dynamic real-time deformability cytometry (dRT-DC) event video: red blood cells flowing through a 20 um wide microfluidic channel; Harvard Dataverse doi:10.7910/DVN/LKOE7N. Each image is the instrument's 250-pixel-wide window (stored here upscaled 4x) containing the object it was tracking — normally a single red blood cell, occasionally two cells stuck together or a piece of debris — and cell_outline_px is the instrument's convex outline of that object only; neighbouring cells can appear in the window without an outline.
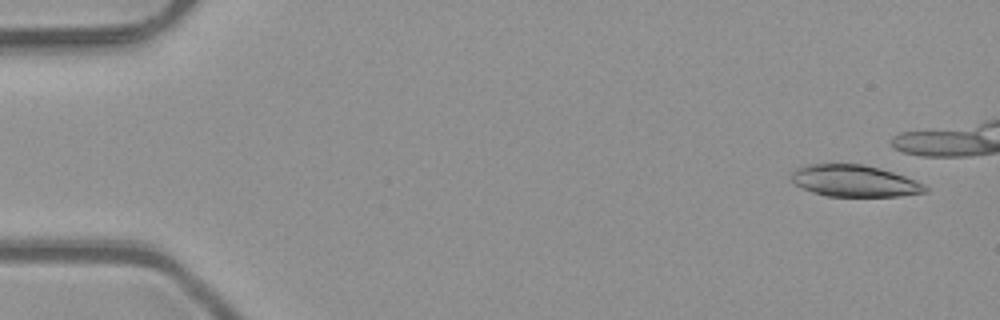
{"species": "common noctule bat (a hibernating species)", "species_latin": "Nyctalus noctula", "temperature_condition": "room temperature", "stored_images_in_passage": 39, "camera_frame_rate_fps": 3000, "um_per_image_px": 0.085, "animal": {"sex": "male", "body_mass_g": 23.1, "forearm_length_mm": 52.7}, "frame": {"image": 1, "passage_image": 2, "time_ms": 0.333, "image_size_px": [1000, 320], "cell_outline_px": [[928, 192], [900, 196], [828, 196], [812, 192], [796, 184], [792, 180], [792, 172], [796, 168], [804, 164], [864, 164], [880, 168], [916, 180], [924, 184], [928, 188]], "centroid_in_image_um": [72.65, 15.37], "position_along_channel_um": 12.4, "area_um2": 24.68}}